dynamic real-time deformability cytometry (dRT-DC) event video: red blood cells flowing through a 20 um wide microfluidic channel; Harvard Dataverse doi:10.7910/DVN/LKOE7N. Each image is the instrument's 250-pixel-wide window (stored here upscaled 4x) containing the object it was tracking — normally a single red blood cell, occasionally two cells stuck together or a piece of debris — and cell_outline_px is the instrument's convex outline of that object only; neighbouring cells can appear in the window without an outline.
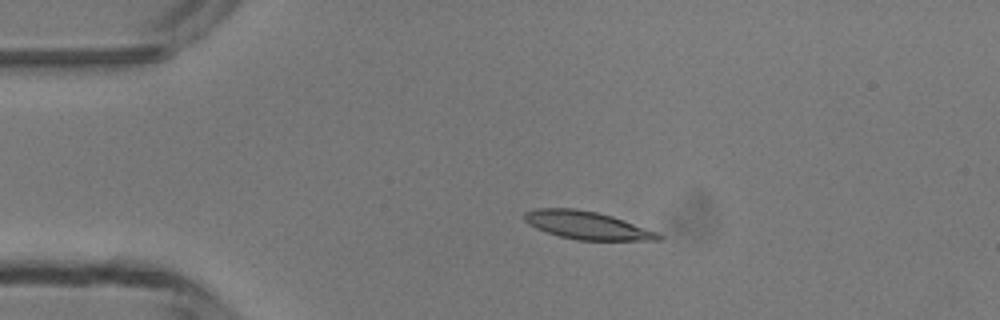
{"species": "common noctule bat (a hibernating species)", "species_latin": "Nyctalus noctula", "temperature_condition": "room temperature", "stored_images_in_passage": 3, "camera_frame_rate_fps": 3000, "um_per_image_px": 0.085, "animal": {"sex": "male", "body_mass_g": 13.3}, "frame": {"image": 1, "passage_image": 2, "time_ms": 2.0, "image_size_px": [1000, 320], "cell_outline_px": [[664, 236], [660, 240], [576, 240], [560, 236], [536, 228], [528, 224], [524, 220], [524, 212], [536, 208], [576, 208], [596, 212], [612, 216], [624, 220], [656, 232]], "centroid_in_image_um": [49.87, 19.14], "position_along_channel_um": 35.1, "area_um2": 21.68}}